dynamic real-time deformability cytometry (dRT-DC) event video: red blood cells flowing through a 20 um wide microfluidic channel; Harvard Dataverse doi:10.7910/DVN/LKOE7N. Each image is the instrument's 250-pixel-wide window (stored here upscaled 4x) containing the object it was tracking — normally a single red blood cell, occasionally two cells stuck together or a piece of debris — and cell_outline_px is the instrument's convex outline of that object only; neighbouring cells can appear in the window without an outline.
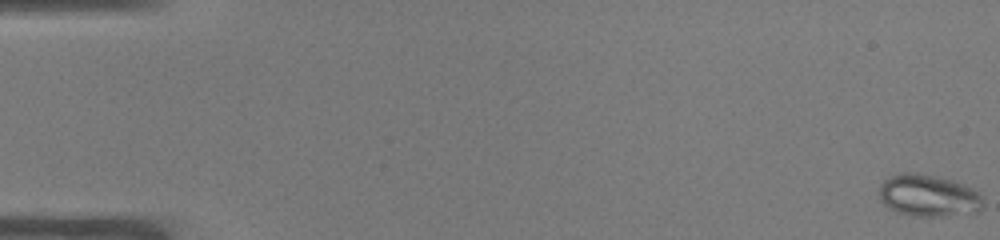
{"species": "common noctule bat (a hibernating species)", "species_latin": "Nyctalus noctula", "temperature_condition": "warm", "stored_images_in_passage": 54, "camera_frame_rate_fps": 3000, "um_per_image_px": 0.085, "animal": {"sex": "male", "body_mass_g": 19.0, "forearm_length_mm": 50.8}, "frame": {"image": 1, "passage_image": 1, "time_ms": 0.0, "image_size_px": [1000, 240], "cell_outline_px": [[984, 204], [976, 212], [940, 216], [916, 216], [896, 212], [888, 208], [880, 200], [880, 184], [888, 176], [904, 172], [916, 172], [952, 180], [964, 184], [980, 192]], "centroid_in_image_um": [78.9, 16.61], "position_along_channel_um": 6.1, "area_um2": 25.55}}
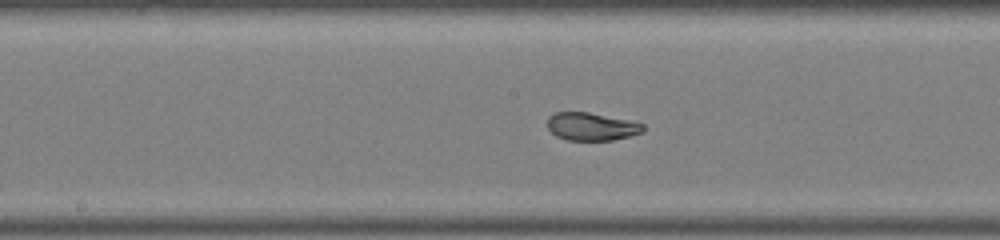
{"frame": {"image": 2, "passage_image": 28, "time_ms": 9.0, "image_size_px": [1000, 240], "cell_outline_px": [[644, 132], [612, 140], [568, 140], [556, 136], [548, 128], [548, 116], [556, 112], [588, 112], [628, 120], [644, 124]], "centroid_in_image_um": [50.27, 10.75], "position_along_channel_um": 197.9, "area_um2": 15.43}}
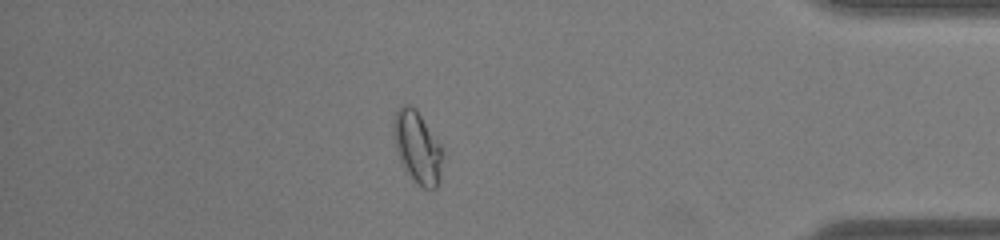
{"frame": {"image": 3, "passage_image": 46, "time_ms": 15.0, "image_size_px": [1000, 240], "cell_outline_px": [[444, 152], [440, 184], [436, 188], [424, 188], [416, 184], [404, 168], [400, 160], [396, 148], [392, 132], [392, 120], [396, 112], [404, 104], [408, 104], [416, 108], [444, 148]], "centroid_in_image_um": [35.51, 12.52], "position_along_channel_um": 399.7, "area_um2": 21.15}}